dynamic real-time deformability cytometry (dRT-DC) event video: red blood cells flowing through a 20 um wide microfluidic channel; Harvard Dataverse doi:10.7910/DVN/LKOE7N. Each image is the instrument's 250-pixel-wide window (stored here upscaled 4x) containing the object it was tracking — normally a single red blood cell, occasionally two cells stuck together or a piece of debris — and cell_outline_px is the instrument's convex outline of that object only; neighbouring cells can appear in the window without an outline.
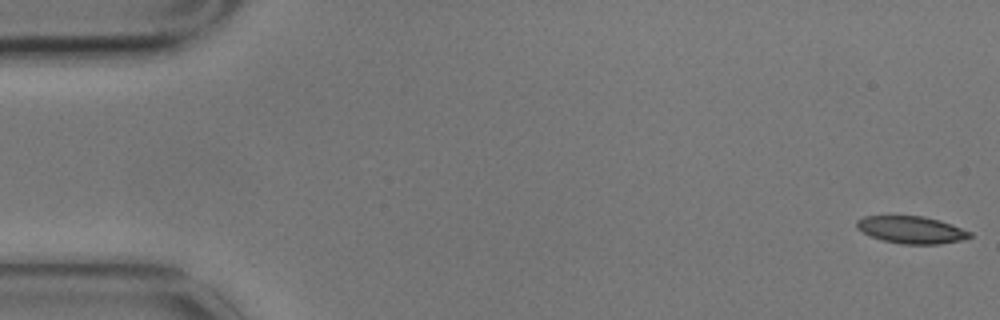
{"species": "common noctule bat (a hibernating species)", "species_latin": "Nyctalus noctula", "temperature_condition": "cold", "stored_images_in_passage": 6, "camera_frame_rate_fps": 3000, "um_per_image_px": 0.085, "animal": {"sex": "male", "body_mass_g": 17.9}, "frame": {"image": 1, "passage_image": 1, "time_ms": 0.0, "image_size_px": [1000, 320], "cell_outline_px": [[972, 236], [960, 240], [940, 244], [900, 244], [884, 240], [872, 236], [856, 228], [856, 220], [864, 216], [920, 216], [940, 220], [952, 224], [972, 232]], "centroid_in_image_um": [77.48, 19.53], "position_along_channel_um": 7.5, "area_um2": 17.86}}
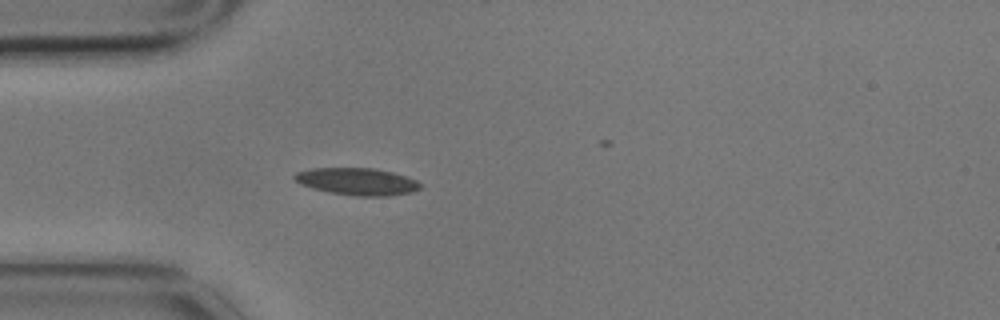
{"frame": {"image": 2, "passage_image": 5, "time_ms": 1.333, "image_size_px": [1000, 320], "cell_outline_px": [[424, 184], [420, 188], [412, 192], [388, 196], [356, 196], [332, 192], [312, 188], [300, 184], [292, 176], [296, 172], [312, 168], [372, 168], [392, 172], [416, 180]], "centroid_in_image_um": [30.37, 15.43], "position_along_channel_um": 54.6, "area_um2": 19.83}}